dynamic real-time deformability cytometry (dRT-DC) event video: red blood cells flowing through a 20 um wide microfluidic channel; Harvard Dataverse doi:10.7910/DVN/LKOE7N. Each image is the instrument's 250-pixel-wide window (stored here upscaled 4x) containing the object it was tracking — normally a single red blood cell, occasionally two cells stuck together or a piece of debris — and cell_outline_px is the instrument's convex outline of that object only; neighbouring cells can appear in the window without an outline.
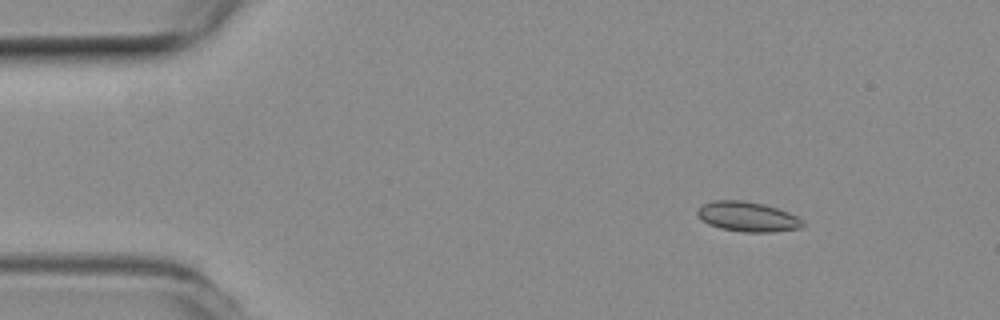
{"species": "common noctule bat (a hibernating species)", "species_latin": "Nyctalus noctula", "temperature_condition": "room temperature", "stored_images_in_passage": 3, "camera_frame_rate_fps": 3000, "um_per_image_px": 0.085, "animal": {"sex": "female", "body_mass_g": 19.3, "forearm_length_mm": 54.1}, "frame": {"image": 1, "passage_image": 1, "time_ms": 0.0, "image_size_px": [1000, 320], "cell_outline_px": [[804, 224], [800, 228], [772, 232], [744, 232], [720, 228], [708, 224], [696, 212], [704, 204], [712, 200], [744, 200], [764, 204], [788, 212], [804, 220]], "centroid_in_image_um": [63.57, 18.41], "position_along_channel_um": 21.4, "area_um2": 18.21}}